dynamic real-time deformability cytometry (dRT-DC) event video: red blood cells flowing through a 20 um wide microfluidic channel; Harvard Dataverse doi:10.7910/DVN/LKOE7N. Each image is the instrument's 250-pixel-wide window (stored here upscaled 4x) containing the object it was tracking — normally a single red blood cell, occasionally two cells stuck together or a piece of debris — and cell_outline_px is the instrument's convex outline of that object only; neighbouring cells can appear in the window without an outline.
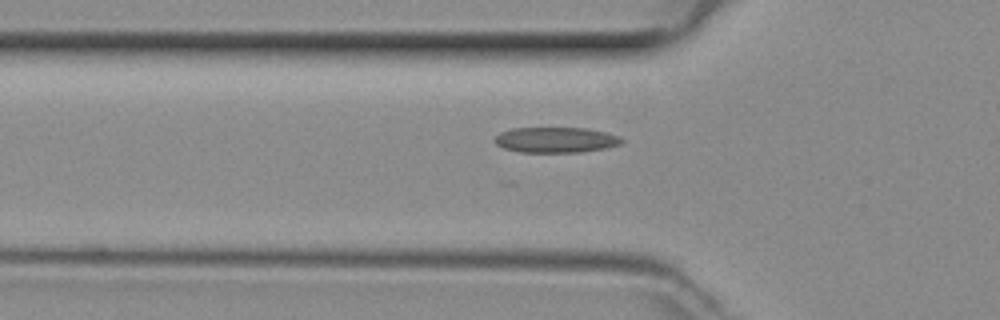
{"species": "common noctule bat (a hibernating species)", "species_latin": "Nyctalus noctula", "temperature_condition": "room temperature", "stored_images_in_passage": 25, "camera_frame_rate_fps": 3000, "um_per_image_px": 0.085, "animal": {"sex": "female", "body_mass_g": 29.2, "forearm_length_mm": 56.3}, "frame": {"image": 1, "passage_image": 3, "time_ms": 0.667, "image_size_px": [1000, 320], "cell_outline_px": [[624, 140], [620, 144], [604, 148], [580, 152], [520, 152], [504, 148], [496, 144], [492, 140], [500, 132], [512, 128], [588, 128], [620, 136]], "centroid_in_image_um": [47.22, 11.88], "position_along_channel_um": 78.6, "area_um2": 18.84}}
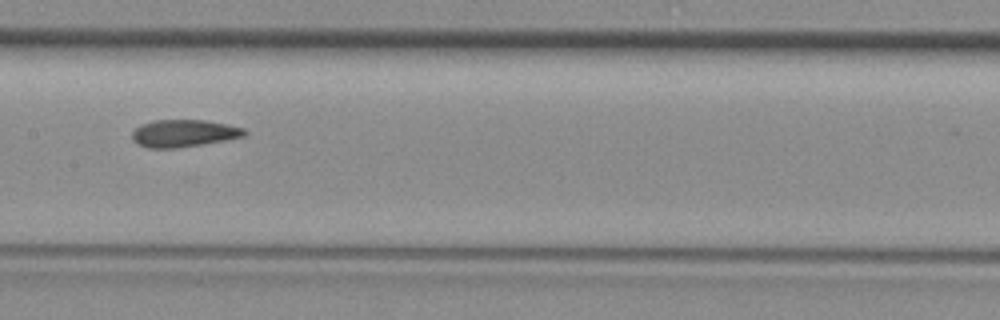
{"frame": {"image": 2, "passage_image": 11, "time_ms": 3.333, "image_size_px": [1000, 320], "cell_outline_px": [[248, 132], [244, 136], [228, 140], [204, 144], [176, 148], [148, 148], [136, 144], [132, 140], [132, 132], [140, 124], [152, 120], [204, 120], [228, 124], [244, 128]], "centroid_in_image_um": [15.61, 11.33], "position_along_channel_um": 191.8, "area_um2": 18.15}}
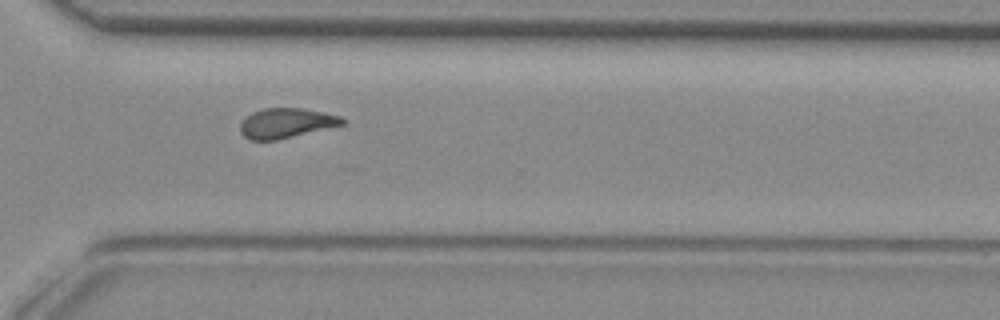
{"frame": {"image": 3, "passage_image": 22, "time_ms": 7.0, "image_size_px": [1000, 320], "cell_outline_px": [[344, 124], [276, 140], [252, 140], [244, 136], [240, 132], [240, 124], [252, 112], [264, 108], [304, 108], [340, 116], [344, 120]], "centroid_in_image_um": [24.3, 10.46], "position_along_channel_um": 346.3, "area_um2": 17.46}}